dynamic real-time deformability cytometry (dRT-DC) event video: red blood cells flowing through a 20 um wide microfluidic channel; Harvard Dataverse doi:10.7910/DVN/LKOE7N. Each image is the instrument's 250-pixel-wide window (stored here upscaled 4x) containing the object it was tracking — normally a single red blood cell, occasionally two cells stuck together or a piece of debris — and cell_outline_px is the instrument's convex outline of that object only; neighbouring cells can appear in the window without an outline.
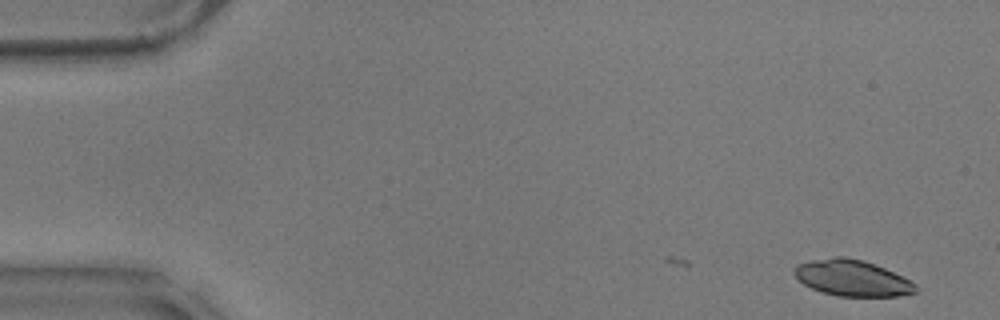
{"species": "common noctule bat (a hibernating species)", "species_latin": "Nyctalus noctula", "temperature_condition": "warm", "stored_images_in_passage": 3, "camera_frame_rate_fps": 3000, "um_per_image_px": 0.085, "animal": {"sex": "male", "body_mass_g": 17.9}, "frame": {"image": 1, "passage_image": 3, "time_ms": 0.667, "image_size_px": [1000, 320], "cell_outline_px": [[920, 288], [916, 292], [896, 296], [836, 296], [820, 292], [804, 284], [792, 272], [796, 264], [812, 260], [832, 256], [844, 256], [864, 260], [884, 268], [916, 284]], "centroid_in_image_um": [72.4, 23.63], "position_along_channel_um": 12.6, "area_um2": 25.55}}